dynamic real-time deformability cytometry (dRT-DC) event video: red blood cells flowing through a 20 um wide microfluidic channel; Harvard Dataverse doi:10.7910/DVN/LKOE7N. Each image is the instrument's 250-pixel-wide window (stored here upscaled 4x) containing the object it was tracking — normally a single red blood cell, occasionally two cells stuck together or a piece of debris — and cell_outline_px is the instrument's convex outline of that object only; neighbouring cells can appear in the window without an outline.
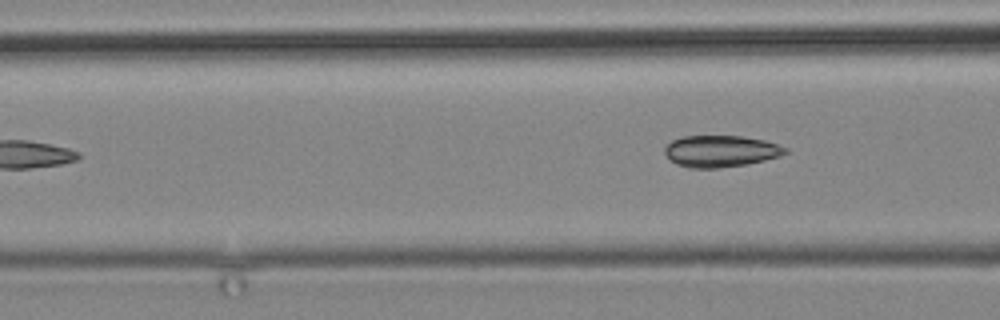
{"species": "common noctule bat (a hibernating species)", "species_latin": "Nyctalus noctula", "temperature_condition": "cold", "stored_images_in_passage": 4, "camera_frame_rate_fps": 3000, "um_per_image_px": 0.085, "animal": {"sex": "male", "body_mass_g": 19.2, "forearm_length_mm": 51.8}, "frame": {"image": 1, "passage_image": 4, "time_ms": 3.333, "image_size_px": [1000, 320], "cell_outline_px": [[788, 152], [780, 156], [748, 164], [720, 168], [688, 168], [676, 164], [664, 152], [664, 148], [672, 140], [684, 136], [740, 136], [764, 140], [788, 148]], "centroid_in_image_um": [61.26, 12.85], "position_along_channel_um": 105.3, "area_um2": 22.2}}